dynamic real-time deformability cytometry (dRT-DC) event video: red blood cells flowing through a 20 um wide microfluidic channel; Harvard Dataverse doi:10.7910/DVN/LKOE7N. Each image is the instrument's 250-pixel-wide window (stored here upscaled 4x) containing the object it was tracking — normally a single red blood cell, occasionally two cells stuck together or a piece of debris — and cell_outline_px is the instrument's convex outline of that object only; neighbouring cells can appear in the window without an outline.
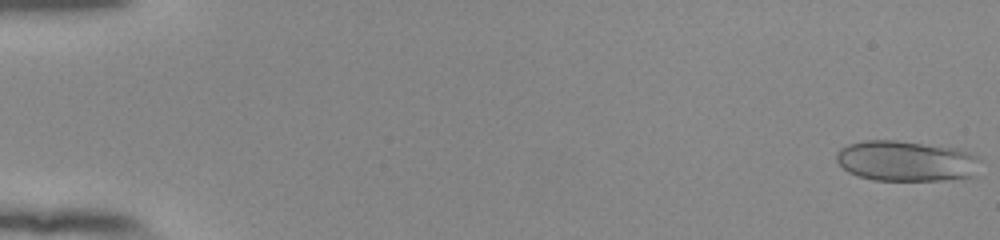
{"species": "human", "species_latin": "Homo sapiens", "temperature_condition": "room temperature", "stored_images_in_passage": 54, "camera_frame_rate_fps": 3000, "um_per_image_px": 0.085, "donor": {"sex": "female"}, "frame": {"image": 1, "passage_image": 1, "time_ms": 0.0, "image_size_px": [1000, 240], "cell_outline_px": [[980, 176], [944, 180], [872, 180], [848, 172], [836, 160], [836, 152], [840, 148], [848, 144], [868, 140], [896, 140], [956, 148], [968, 152], [976, 156], [980, 160]], "centroid_in_image_um": [77.08, 13.69], "position_along_channel_um": 7.9, "area_um2": 34.33}}
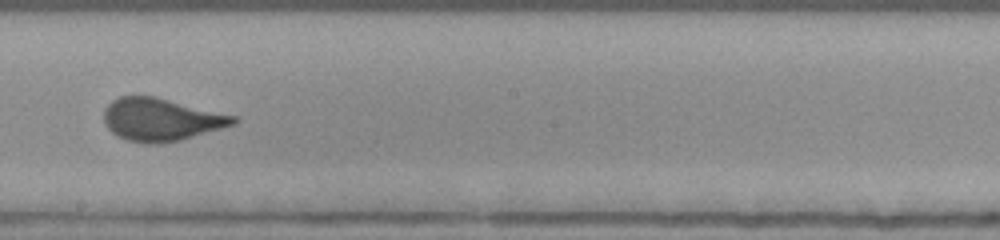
{"frame": {"image": 2, "passage_image": 32, "time_ms": 10.333, "image_size_px": [1000, 240], "cell_outline_px": [[240, 120], [236, 124], [180, 140], [156, 144], [148, 144], [128, 140], [116, 136], [108, 128], [104, 120], [104, 108], [112, 100], [120, 96], [156, 96], [240, 116]], "centroid_in_image_um": [13.74, 10.15], "position_along_channel_um": 234.5, "area_um2": 32.6}}
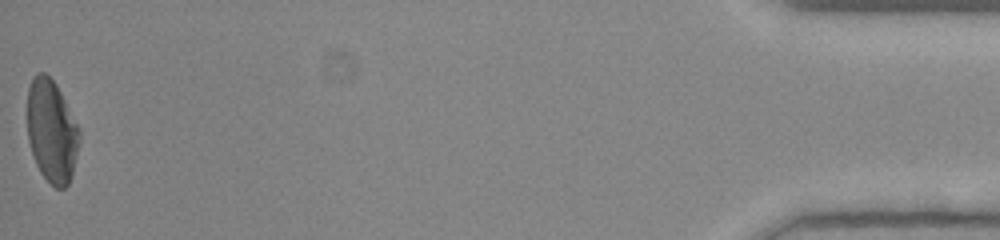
{"frame": {"image": 3, "passage_image": 54, "time_ms": 17.667, "image_size_px": [1000, 240], "cell_outline_px": [[80, 140], [72, 176], [68, 184], [64, 188], [56, 188], [40, 172], [36, 164], [28, 140], [28, 88], [32, 76], [36, 72], [44, 72], [56, 84], [80, 132]], "centroid_in_image_um": [4.38, 11.14], "position_along_channel_um": 430.8, "area_um2": 30.87}, "authors_computed_cell_mechanics": {"area_um2": 31.8767, "velocity_mm_per_s": 3.902, "shape_relaxation_time_tau1_ms": 7.8338, "shape_relaxation_time_tau2_ms": null, "deformation_change_tau1": 0.2068, "deformation_change_tau2": null}}